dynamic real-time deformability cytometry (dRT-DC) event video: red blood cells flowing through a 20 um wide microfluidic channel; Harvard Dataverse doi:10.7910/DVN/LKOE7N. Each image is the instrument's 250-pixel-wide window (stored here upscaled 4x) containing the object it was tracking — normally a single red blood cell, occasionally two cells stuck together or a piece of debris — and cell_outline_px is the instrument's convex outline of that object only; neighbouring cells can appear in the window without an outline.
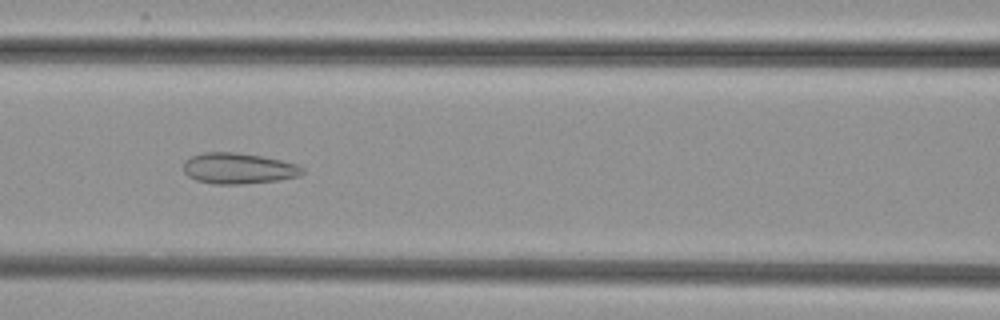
{"species": "common noctule bat (a hibernating species)", "species_latin": "Nyctalus noctula", "temperature_condition": "cold", "stored_images_in_passage": 52, "camera_frame_rate_fps": 3000, "um_per_image_px": 0.085, "animal": {"sex": "female", "body_mass_g": 29.2, "forearm_length_mm": 56.3}, "frame": {"image": 1, "passage_image": 23, "time_ms": 7.333, "image_size_px": [1000, 320], "cell_outline_px": [[304, 172], [296, 176], [280, 180], [244, 184], [212, 184], [196, 180], [188, 176], [184, 172], [184, 160], [192, 156], [204, 152], [236, 152], [264, 156], [296, 164], [304, 168]], "centroid_in_image_um": [20.25, 14.31], "position_along_channel_um": 146.4, "area_um2": 21.5}}
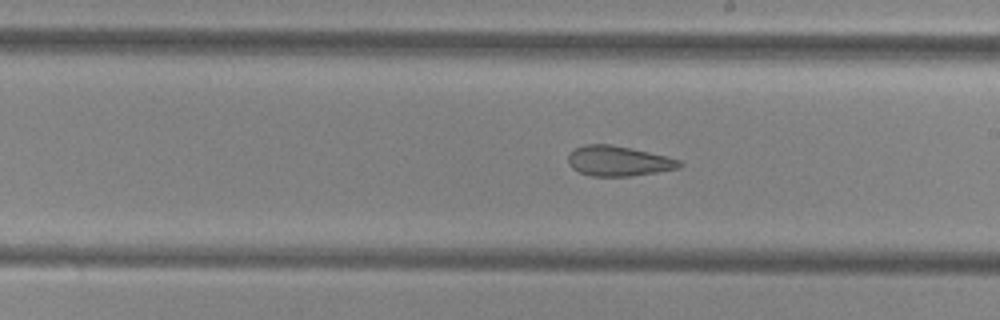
{"frame": {"image": 2, "passage_image": 30, "time_ms": 9.667, "image_size_px": [1000, 320], "cell_outline_px": [[684, 164], [680, 168], [632, 176], [592, 176], [580, 172], [572, 168], [568, 164], [568, 156], [576, 148], [584, 144], [608, 144], [632, 148], [680, 160]], "centroid_in_image_um": [52.57, 13.69], "position_along_channel_um": 236.4, "area_um2": 19.42}}
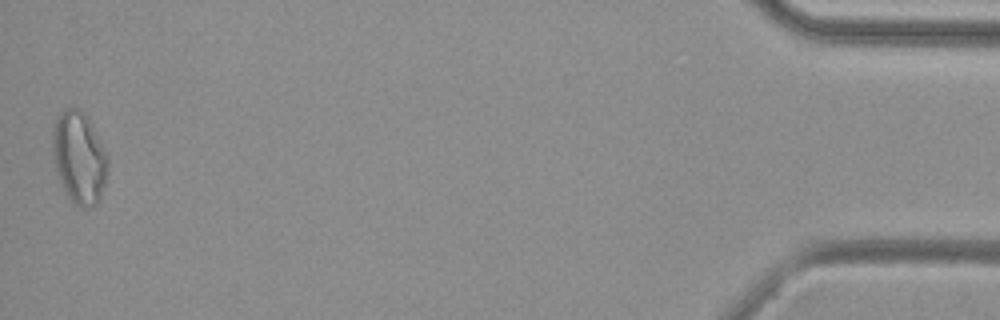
{"frame": {"image": 3, "passage_image": 52, "time_ms": 17.0, "image_size_px": [1000, 320], "cell_outline_px": [[108, 160], [104, 184], [100, 200], [96, 204], [88, 208], [80, 208], [72, 204], [60, 180], [56, 168], [52, 152], [52, 128], [56, 116], [60, 112], [68, 108], [80, 108], [84, 112], [108, 156]], "centroid_in_image_um": [6.7, 13.41], "position_along_channel_um": 428.5, "area_um2": 29.54}}